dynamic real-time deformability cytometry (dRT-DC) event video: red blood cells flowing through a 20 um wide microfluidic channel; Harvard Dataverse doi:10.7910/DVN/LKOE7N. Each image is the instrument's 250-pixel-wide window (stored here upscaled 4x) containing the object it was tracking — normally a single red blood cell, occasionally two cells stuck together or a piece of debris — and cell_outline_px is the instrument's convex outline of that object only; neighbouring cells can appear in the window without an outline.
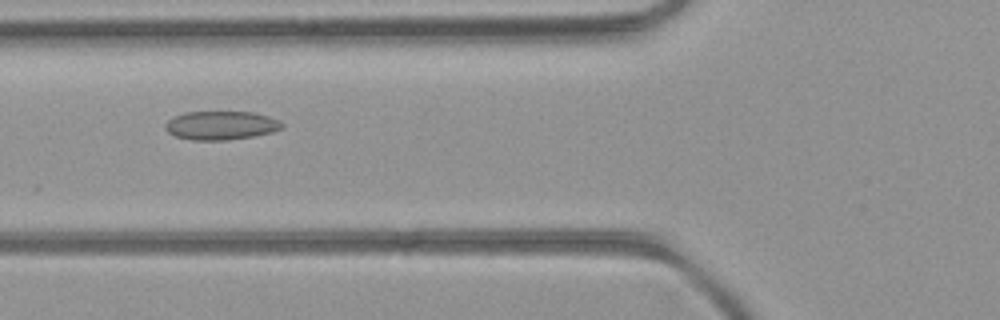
{"species": "common noctule bat (a hibernating species)", "species_latin": "Nyctalus noctula", "temperature_condition": "room temperature", "stored_images_in_passage": 50, "segment_of_instrument_passage": [1, 2], "camera_frame_rate_fps": 3000, "um_per_image_px": 0.085, "animal": {"sex": "female", "body_mass_g": 21.9}, "frame": {"image": 1, "passage_image": 19, "time_ms": 6.0, "image_size_px": [1000, 320], "cell_outline_px": [[284, 128], [272, 132], [252, 136], [228, 140], [192, 140], [176, 136], [168, 132], [164, 128], [164, 124], [168, 120], [184, 112], [252, 112], [268, 116], [280, 120], [284, 124]], "centroid_in_image_um": [18.8, 10.66], "position_along_channel_um": 107.0, "area_um2": 19.54}}
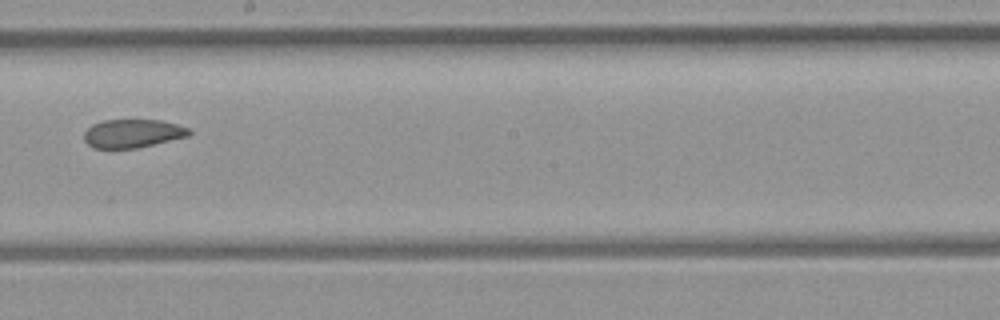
{"frame": {"image": 2, "passage_image": 28, "time_ms": 9.0, "image_size_px": [1000, 320], "cell_outline_px": [[192, 132], [188, 136], [136, 148], [92, 148], [84, 140], [84, 132], [92, 124], [104, 120], [160, 120], [176, 124], [188, 128]], "centroid_in_image_um": [11.25, 11.34], "position_along_channel_um": 237.0, "area_um2": 17.28}}
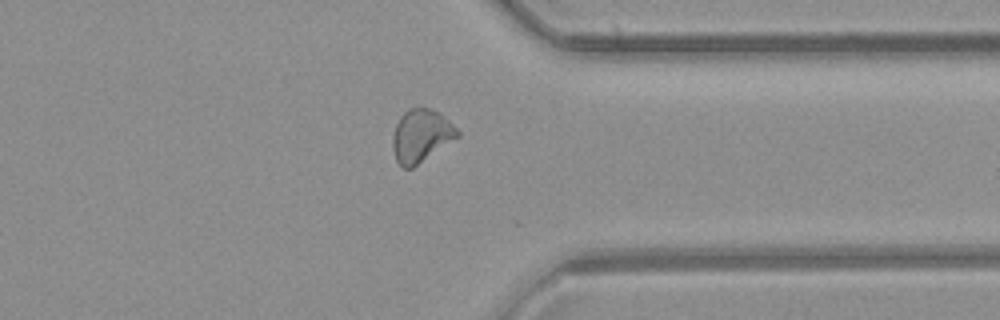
{"frame": {"image": 3, "passage_image": 38, "time_ms": 12.333, "image_size_px": [1000, 320], "cell_outline_px": [[460, 136], [412, 168], [404, 168], [396, 160], [392, 148], [392, 140], [396, 124], [400, 116], [408, 108], [432, 108], [440, 112], [460, 132]], "centroid_in_image_um": [35.79, 11.52], "position_along_channel_um": 375.6, "area_um2": 19.88}}